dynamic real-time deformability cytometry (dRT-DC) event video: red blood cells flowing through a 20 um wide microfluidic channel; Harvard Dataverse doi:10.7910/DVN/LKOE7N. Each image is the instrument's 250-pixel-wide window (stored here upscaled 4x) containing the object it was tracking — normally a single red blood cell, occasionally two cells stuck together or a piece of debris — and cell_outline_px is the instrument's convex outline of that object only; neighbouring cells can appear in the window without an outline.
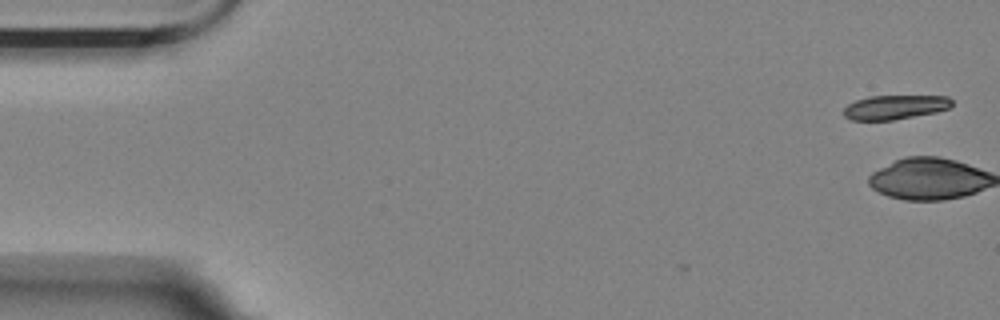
{"species": "Egyptian fruit bat (a non-hibernating species)", "species_latin": "Rousettus aegyptiacus", "temperature_condition": "room temperature", "stored_images_in_passage": 12, "camera_frame_rate_fps": 3000, "um_per_image_px": 0.085, "animal": {"sex": "female"}, "frame": {"image": 1, "passage_image": 1, "time_ms": 0.0, "image_size_px": [1000, 320], "cell_outline_px": [[952, 104], [948, 108], [936, 112], [892, 120], [852, 120], [844, 116], [844, 108], [848, 104], [856, 100], [868, 96], [948, 96], [952, 100]], "centroid_in_image_um": [76.06, 9.1], "position_along_channel_um": 8.9, "area_um2": 15.2}}